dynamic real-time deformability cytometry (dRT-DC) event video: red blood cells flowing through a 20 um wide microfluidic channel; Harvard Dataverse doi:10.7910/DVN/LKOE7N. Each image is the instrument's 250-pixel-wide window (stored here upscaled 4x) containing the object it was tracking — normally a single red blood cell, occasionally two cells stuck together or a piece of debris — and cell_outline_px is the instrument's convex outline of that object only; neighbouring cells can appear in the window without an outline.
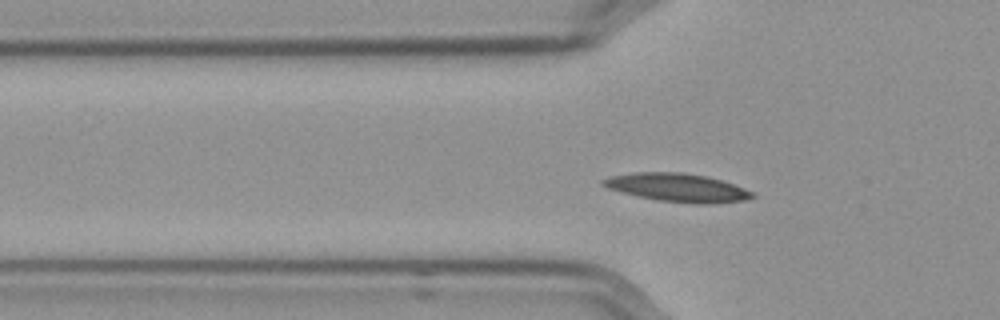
{"species": "Egyptian fruit bat (a non-hibernating species)", "species_latin": "Rousettus aegyptiacus", "temperature_condition": "cold", "stored_images_in_passage": 45, "segment_of_instrument_passage": [1, 2], "camera_frame_rate_fps": 3000, "um_per_image_px": 0.085, "frame": {"image": 1, "passage_image": 6, "time_ms": 1.667, "image_size_px": [1000, 320], "cell_outline_px": [[756, 196], [744, 200], [712, 204], [692, 204], [656, 200], [636, 196], [620, 192], [608, 188], [600, 184], [600, 180], [612, 176], [636, 172], [684, 172], [704, 176], [720, 180], [744, 188], [752, 192]], "centroid_in_image_um": [57.55, 15.95], "position_along_channel_um": 68.3, "area_um2": 24.68}}
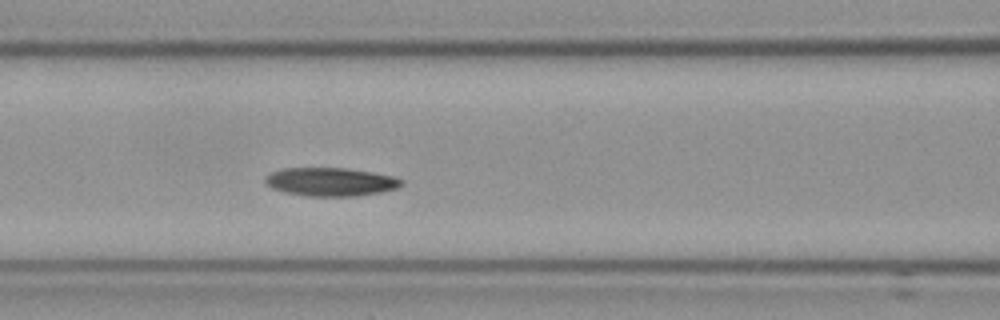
{"frame": {"image": 2, "passage_image": 12, "time_ms": 3.667, "image_size_px": [1000, 320], "cell_outline_px": [[404, 184], [396, 188], [380, 192], [356, 196], [308, 196], [284, 192], [272, 188], [264, 184], [264, 176], [272, 172], [284, 168], [348, 168], [372, 172], [392, 176], [404, 180]], "centroid_in_image_um": [28.08, 15.45], "position_along_channel_um": 138.5, "area_um2": 22.66}}
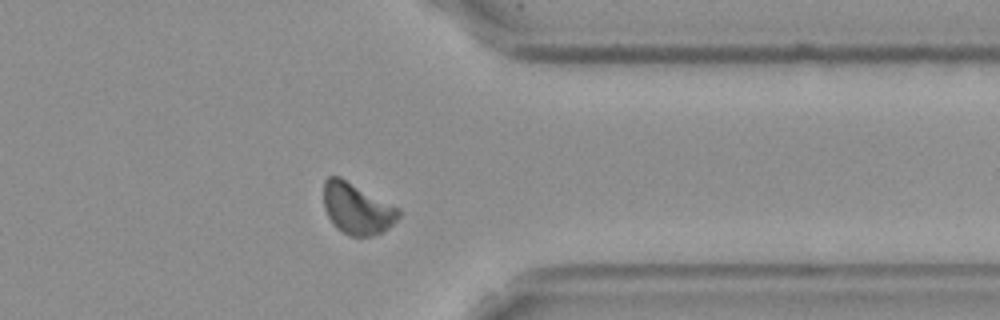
{"frame": {"image": 3, "passage_image": 33, "time_ms": 10.667, "image_size_px": [1000, 320], "cell_outline_px": [[400, 216], [388, 228], [372, 236], [348, 236], [336, 228], [332, 224], [324, 208], [324, 180], [328, 176], [340, 176], [400, 208]], "centroid_in_image_um": [30.33, 17.72], "position_along_channel_um": 381.1, "area_um2": 22.48}}